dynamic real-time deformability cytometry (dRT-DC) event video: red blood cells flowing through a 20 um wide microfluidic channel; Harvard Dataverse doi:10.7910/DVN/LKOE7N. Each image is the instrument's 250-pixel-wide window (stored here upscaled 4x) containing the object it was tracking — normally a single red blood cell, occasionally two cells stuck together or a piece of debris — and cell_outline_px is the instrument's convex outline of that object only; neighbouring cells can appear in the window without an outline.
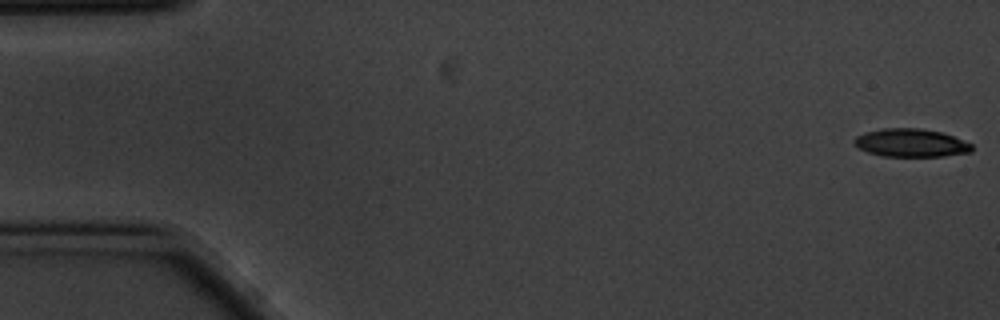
{"species": "common noctule bat (a hibernating species)", "species_latin": "Nyctalus noctula", "temperature_condition": "cold", "stored_images_in_passage": 53, "camera_frame_rate_fps": 3000, "um_per_image_px": 0.085, "animal": {"sex": "male", "body_mass_g": 20.1, "forearm_length_mm": 53.5}, "frame": {"image": 1, "passage_image": 1, "time_ms": 0.0, "image_size_px": [1000, 320], "cell_outline_px": [[972, 152], [944, 156], [884, 156], [868, 152], [860, 148], [852, 140], [856, 136], [864, 132], [884, 128], [920, 128], [940, 132], [952, 136], [972, 144]], "centroid_in_image_um": [77.42, 12.14], "position_along_channel_um": 7.6, "area_um2": 19.13}}
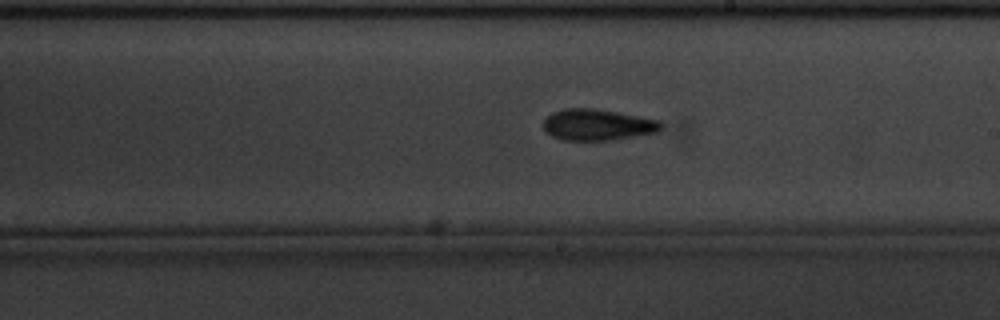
{"frame": {"image": 2, "passage_image": 32, "time_ms": 10.333, "image_size_px": [1000, 320], "cell_outline_px": [[664, 128], [660, 132], [612, 140], [560, 140], [544, 132], [544, 120], [552, 112], [564, 108], [592, 108], [616, 112], [660, 120], [664, 124]], "centroid_in_image_um": [50.82, 10.61], "position_along_channel_um": 238.2, "area_um2": 21.68}}
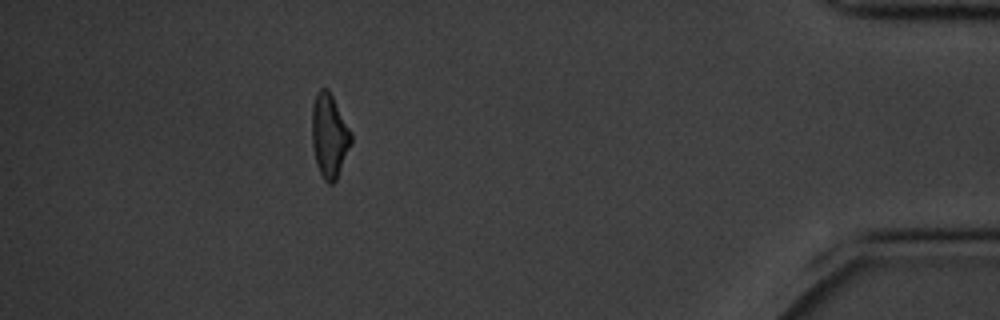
{"frame": {"image": 3, "passage_image": 51, "time_ms": 16.667, "image_size_px": [1000, 320], "cell_outline_px": [[352, 144], [336, 180], [332, 184], [328, 184], [324, 180], [316, 164], [312, 144], [312, 104], [316, 92], [320, 88], [328, 88], [352, 132]], "centroid_in_image_um": [28.0, 11.53], "position_along_channel_um": 407.2, "area_um2": 19.36}, "authors_computed_cell_mechanics": {"area_um2": 20.1722, "velocity_mm_per_s": 3.4985, "shape_relaxation_time_tau1_ms": 3.0025, "shape_relaxation_time_tau2_ms": 5.6649, "deformation_change_tau1": 0.1088, "deformation_change_tau2": 0.1633}}